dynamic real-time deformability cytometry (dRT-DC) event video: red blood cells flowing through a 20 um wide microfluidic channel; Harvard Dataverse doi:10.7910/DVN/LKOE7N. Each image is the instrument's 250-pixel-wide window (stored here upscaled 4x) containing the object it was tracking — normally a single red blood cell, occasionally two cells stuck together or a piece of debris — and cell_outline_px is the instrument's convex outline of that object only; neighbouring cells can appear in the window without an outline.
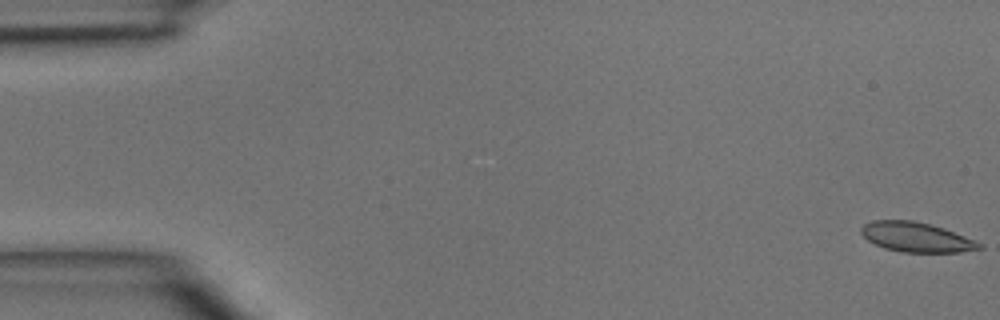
{"species": "common noctule bat (a hibernating species)", "species_latin": "Nyctalus noctula", "temperature_condition": "room temperature", "stored_images_in_passage": 45, "camera_frame_rate_fps": 3000, "um_per_image_px": 0.085, "animal": {"sex": "male", "body_mass_g": 15.6}, "frame": {"image": 1, "passage_image": 1, "time_ms": 0.0, "image_size_px": [1000, 320], "cell_outline_px": [[984, 248], [960, 252], [900, 252], [884, 248], [868, 240], [860, 232], [860, 228], [864, 224], [872, 220], [912, 220], [932, 224], [944, 228], [976, 240], [984, 244]], "centroid_in_image_um": [77.91, 20.15], "position_along_channel_um": 7.1, "area_um2": 20.63}}
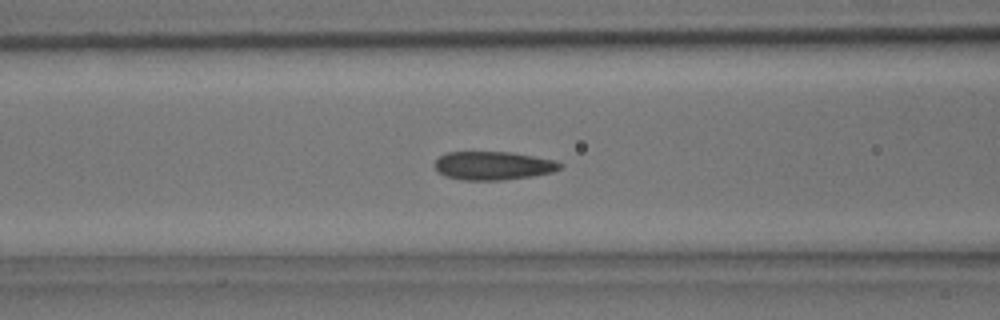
{"frame": {"image": 2, "passage_image": 18, "time_ms": 5.667, "image_size_px": [1000, 320], "cell_outline_px": [[564, 164], [560, 168], [552, 172], [532, 176], [504, 180], [464, 180], [444, 176], [432, 164], [440, 156], [448, 152], [512, 152], [556, 160]], "centroid_in_image_um": [41.93, 14.08], "position_along_channel_um": 124.7, "area_um2": 20.87}}
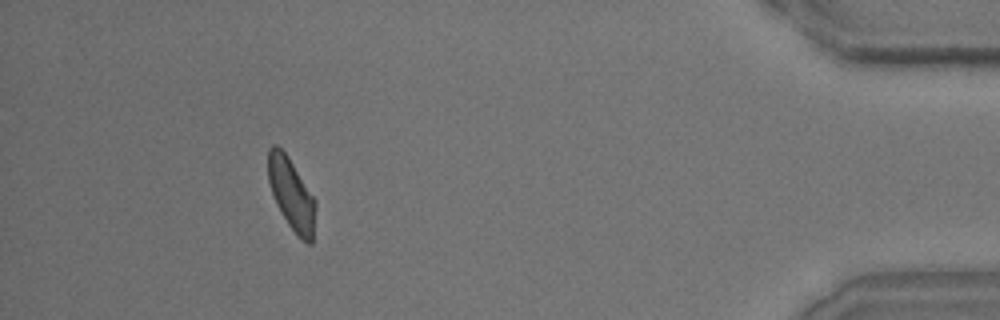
{"frame": {"image": 3, "passage_image": 41, "time_ms": 13.333, "image_size_px": [1000, 320], "cell_outline_px": [[316, 208], [312, 244], [308, 244], [288, 224], [276, 204], [268, 180], [268, 148], [272, 144], [276, 144], [288, 156], [316, 200]], "centroid_in_image_um": [24.77, 16.47], "position_along_channel_um": 410.4, "area_um2": 19.65}}